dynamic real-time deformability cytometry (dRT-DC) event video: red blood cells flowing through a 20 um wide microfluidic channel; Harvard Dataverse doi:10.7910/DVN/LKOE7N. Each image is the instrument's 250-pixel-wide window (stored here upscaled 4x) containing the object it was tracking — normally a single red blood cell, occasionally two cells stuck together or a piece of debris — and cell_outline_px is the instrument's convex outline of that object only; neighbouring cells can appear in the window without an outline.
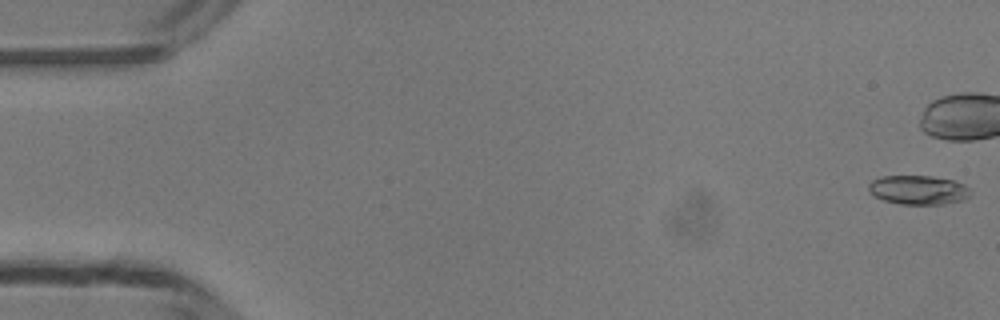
{"species": "common noctule bat (a hibernating species)", "species_latin": "Nyctalus noctula", "temperature_condition": "room temperature", "stored_images_in_passage": 50, "camera_frame_rate_fps": 3000, "um_per_image_px": 0.085, "animal": {"sex": "male", "body_mass_g": 13.3}, "frame": {"image": 1, "passage_image": 1, "time_ms": 0.0, "image_size_px": [1000, 320], "cell_outline_px": [[972, 196], [964, 200], [944, 204], [900, 204], [884, 200], [868, 192], [868, 184], [872, 180], [880, 176], [932, 176], [952, 180], [964, 184], [972, 192]], "centroid_in_image_um": [78.08, 16.14], "position_along_channel_um": 6.9, "area_um2": 17.46}, "authors_computed_cell_mechanics": {"area_um2": 16.9932, "velocity_mm_per_s": 4.2271, "shape_relaxation_time_tau1_ms": 2.9718, "shape_relaxation_time_tau2_ms": null, "deformation_change_tau1": 0.0867, "deformation_change_tau2": null}}